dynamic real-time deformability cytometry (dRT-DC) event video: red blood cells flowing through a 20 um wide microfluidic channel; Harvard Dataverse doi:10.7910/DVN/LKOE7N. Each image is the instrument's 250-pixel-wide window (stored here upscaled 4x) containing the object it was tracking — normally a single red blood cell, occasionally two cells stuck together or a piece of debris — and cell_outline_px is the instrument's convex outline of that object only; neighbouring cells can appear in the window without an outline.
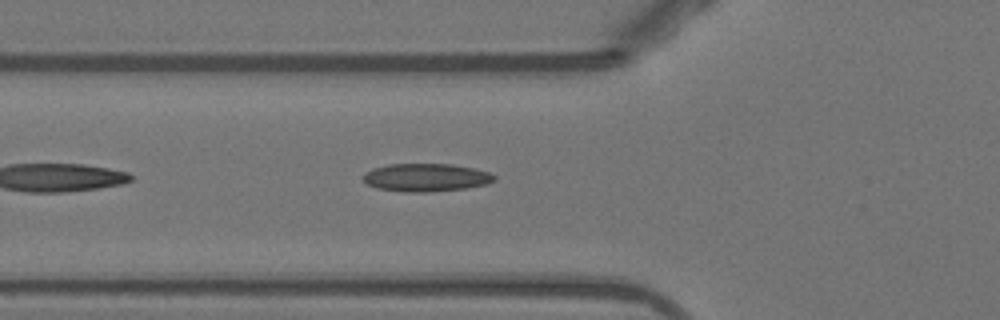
{"species": "Egyptian fruit bat (a non-hibernating species)", "species_latin": "Rousettus aegyptiacus", "temperature_condition": "warm", "stored_images_in_passage": 38, "camera_frame_rate_fps": 3000, "um_per_image_px": 0.085, "animal": {"sex": "female"}, "frame": {"image": 1, "passage_image": 5, "time_ms": 1.333, "image_size_px": [1000, 320], "cell_outline_px": [[496, 180], [488, 184], [464, 188], [432, 192], [404, 192], [376, 188], [368, 184], [364, 180], [364, 172], [372, 168], [388, 164], [452, 164], [476, 168], [488, 172], [496, 176]], "centroid_in_image_um": [36.23, 15.08], "position_along_channel_um": 89.6, "area_um2": 21.56}}
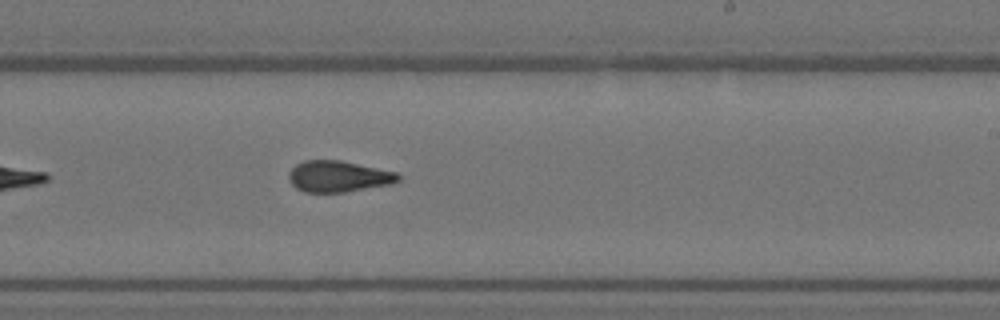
{"frame": {"image": 2, "passage_image": 18, "time_ms": 5.667, "image_size_px": [1000, 320], "cell_outline_px": [[400, 180], [392, 184], [344, 192], [304, 192], [296, 188], [288, 180], [288, 172], [296, 164], [304, 160], [340, 160], [396, 172], [400, 176]], "centroid_in_image_um": [28.74, 14.99], "position_along_channel_um": 260.3, "area_um2": 19.94}}
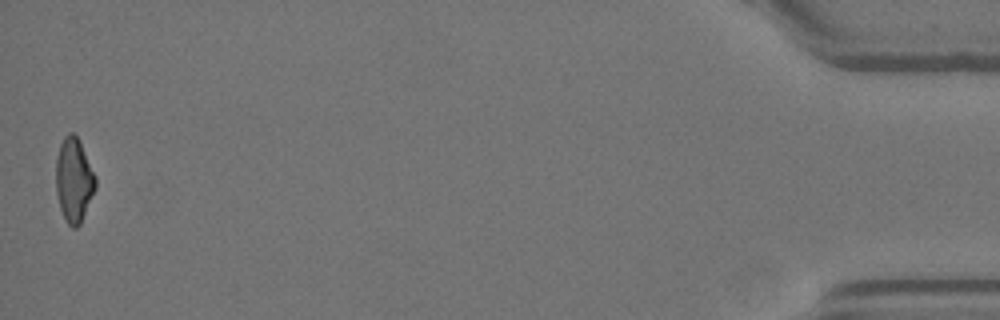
{"frame": {"image": 3, "passage_image": 38, "time_ms": 12.333, "image_size_px": [1000, 320], "cell_outline_px": [[96, 188], [80, 224], [76, 228], [72, 228], [68, 224], [60, 208], [56, 192], [56, 160], [60, 144], [64, 136], [68, 132], [72, 132], [80, 140], [96, 176]], "centroid_in_image_um": [6.29, 15.28], "position_along_channel_um": 428.9, "area_um2": 19.48}, "authors_computed_cell_mechanics": {"area_um2": 20.1144, "velocity_mm_per_s": 3.9268, "shape_relaxation_time_tau1_ms": 5.7158, "shape_relaxation_time_tau2_ms": 2.0669, "deformation_change_tau1": 0.1528, "deformation_change_tau2": 0.106}}